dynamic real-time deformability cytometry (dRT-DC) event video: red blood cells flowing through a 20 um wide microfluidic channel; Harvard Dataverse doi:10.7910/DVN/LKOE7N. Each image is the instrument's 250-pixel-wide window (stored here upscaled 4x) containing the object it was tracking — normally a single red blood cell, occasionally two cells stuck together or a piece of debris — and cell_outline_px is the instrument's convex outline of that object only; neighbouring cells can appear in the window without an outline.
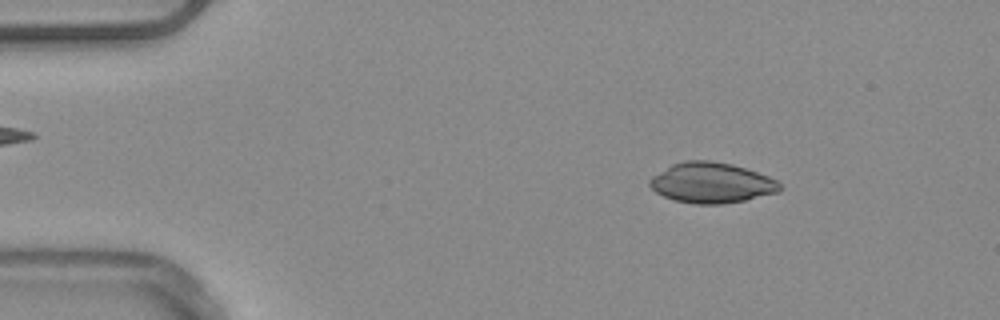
{"species": "common noctule bat (a hibernating species)", "species_latin": "Nyctalus noctula", "temperature_condition": "warm", "stored_images_in_passage": 52, "camera_frame_rate_fps": 3000, "um_per_image_px": 0.085, "animal": {"sex": "male", "body_mass_g": 20.4}, "frame": {"image": 1, "passage_image": 8, "time_ms": 2.333, "image_size_px": [1000, 320], "cell_outline_px": [[784, 188], [780, 192], [744, 200], [724, 204], [696, 204], [676, 200], [664, 196], [656, 192], [648, 184], [648, 180], [652, 176], [672, 164], [684, 160], [712, 160], [732, 164], [768, 176], [776, 180]], "centroid_in_image_um": [60.49, 15.53], "position_along_channel_um": 24.5, "area_um2": 30.69}}